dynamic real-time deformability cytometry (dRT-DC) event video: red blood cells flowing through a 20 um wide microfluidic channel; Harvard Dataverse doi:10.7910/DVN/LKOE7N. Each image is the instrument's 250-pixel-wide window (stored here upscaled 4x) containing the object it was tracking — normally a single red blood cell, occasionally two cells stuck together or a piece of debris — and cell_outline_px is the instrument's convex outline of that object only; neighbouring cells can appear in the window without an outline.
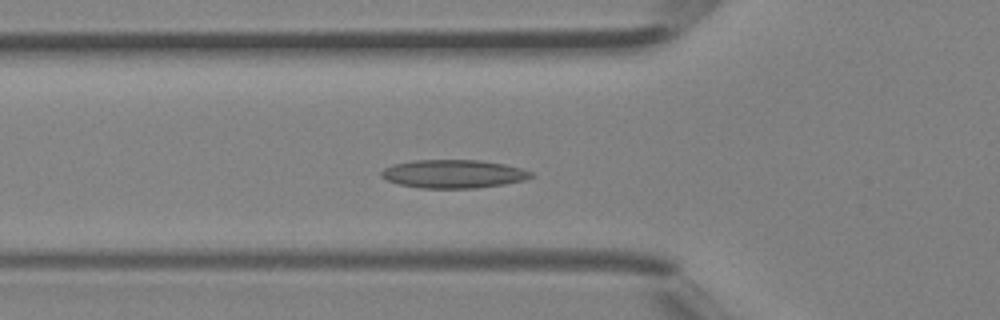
{"species": "Egyptian fruit bat (a non-hibernating species)", "species_latin": "Rousettus aegyptiacus", "temperature_condition": "room temperature", "stored_images_in_passage": 30, "camera_frame_rate_fps": 3000, "um_per_image_px": 0.085, "animal": {"sex": "female"}, "frame": {"image": 1, "passage_image": 3, "time_ms": 0.667, "image_size_px": [1000, 320], "cell_outline_px": [[536, 176], [524, 180], [504, 184], [476, 188], [420, 188], [400, 184], [388, 180], [380, 176], [380, 172], [384, 168], [392, 164], [412, 160], [480, 160], [504, 164], [520, 168], [532, 172]], "centroid_in_image_um": [38.54, 14.78], "position_along_channel_um": 87.3, "area_um2": 24.8}}
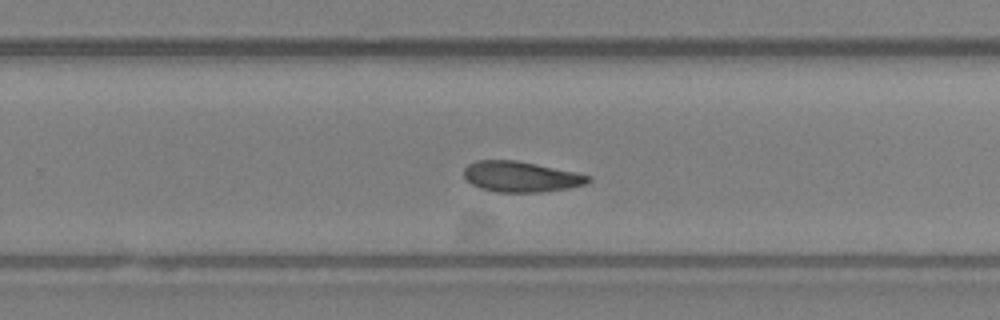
{"frame": {"image": 2, "passage_image": 15, "time_ms": 4.667, "image_size_px": [1000, 320], "cell_outline_px": [[592, 180], [588, 184], [568, 188], [544, 192], [496, 192], [480, 188], [472, 184], [464, 176], [464, 168], [468, 164], [476, 160], [516, 160], [576, 172], [592, 176]], "centroid_in_image_um": [44.31, 15.02], "position_along_channel_um": 285.5, "area_um2": 22.31}}
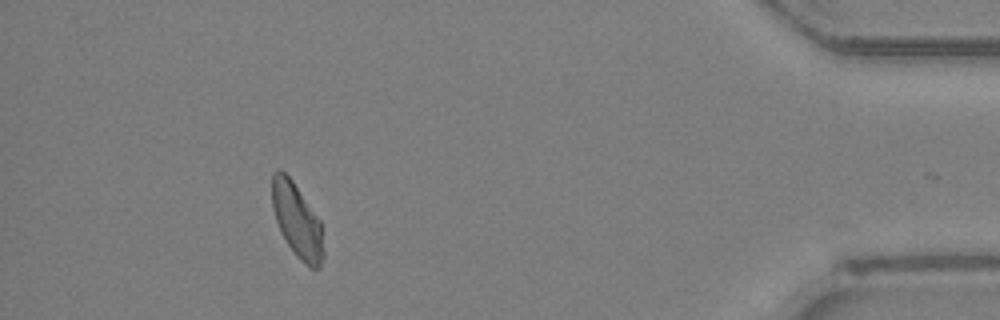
{"frame": {"image": 3, "passage_image": 26, "time_ms": 8.333, "image_size_px": [1000, 320], "cell_outline_px": [[324, 256], [320, 268], [312, 268], [304, 264], [296, 256], [288, 244], [276, 220], [272, 208], [272, 172], [276, 168], [280, 168], [292, 180], [320, 220], [324, 252]], "centroid_in_image_um": [25.25, 18.73], "position_along_channel_um": 410.0, "area_um2": 22.08}}